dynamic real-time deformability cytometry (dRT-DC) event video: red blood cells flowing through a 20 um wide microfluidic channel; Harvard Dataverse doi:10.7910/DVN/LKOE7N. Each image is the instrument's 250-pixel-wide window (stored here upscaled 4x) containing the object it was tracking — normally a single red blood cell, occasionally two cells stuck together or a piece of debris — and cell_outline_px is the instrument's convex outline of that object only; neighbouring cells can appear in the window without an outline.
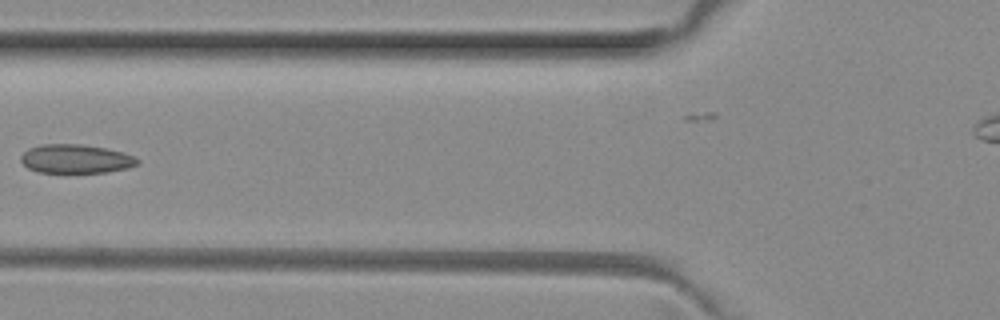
{"species": "common noctule bat (a hibernating species)", "species_latin": "Nyctalus noctula", "temperature_condition": "room temperature", "stored_images_in_passage": 6, "camera_frame_rate_fps": 3000, "um_per_image_px": 0.085, "animal": {"sex": "female", "body_mass_g": 29.2, "forearm_length_mm": 56.3}, "frame": {"image": 1, "passage_image": 5, "time_ms": 1.333, "image_size_px": [1000, 320], "cell_outline_px": [[140, 164], [128, 168], [108, 172], [36, 172], [28, 168], [20, 160], [20, 156], [28, 148], [40, 144], [80, 144], [108, 148], [124, 152], [136, 156], [140, 160]], "centroid_in_image_um": [6.48, 13.49], "position_along_channel_um": 119.3, "area_um2": 19.88}}
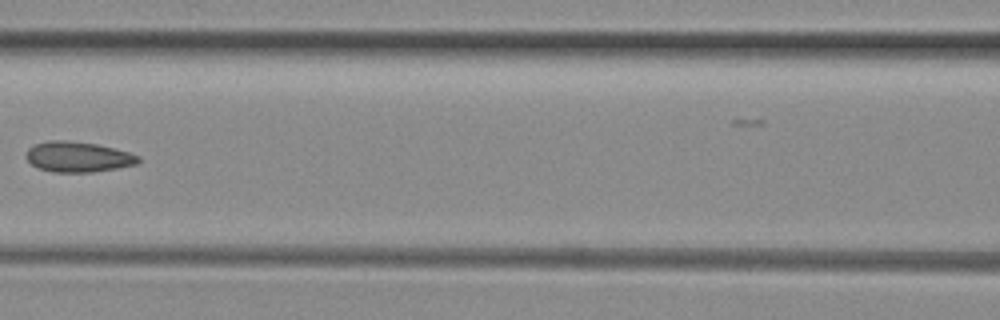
{"frame": {"image": 2, "passage_image": 6, "time_ms": 1.667, "image_size_px": [1000, 320], "cell_outline_px": [[140, 160], [136, 164], [116, 168], [92, 172], [52, 172], [36, 168], [24, 156], [28, 148], [36, 144], [48, 140], [64, 140], [96, 144], [128, 152], [140, 156]], "centroid_in_image_um": [6.58, 13.34], "position_along_channel_um": 160.0, "area_um2": 19.83}}